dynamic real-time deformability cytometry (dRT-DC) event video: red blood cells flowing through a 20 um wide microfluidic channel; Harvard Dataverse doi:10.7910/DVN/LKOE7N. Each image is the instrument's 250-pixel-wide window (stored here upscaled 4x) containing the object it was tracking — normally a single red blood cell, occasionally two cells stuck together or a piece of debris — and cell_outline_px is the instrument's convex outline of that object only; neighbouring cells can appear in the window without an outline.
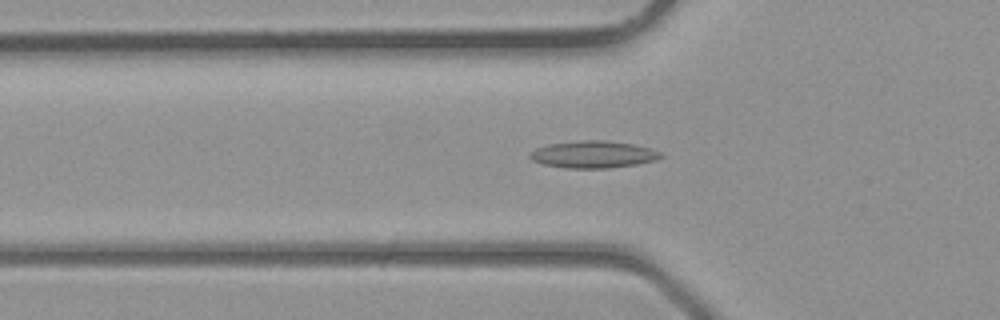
{"species": "common noctule bat (a hibernating species)", "species_latin": "Nyctalus noctula", "temperature_condition": "room temperature", "stored_images_in_passage": 39, "camera_frame_rate_fps": 3000, "um_per_image_px": 0.085, "animal": {"sex": "male", "body_mass_g": 23.1, "forearm_length_mm": 52.7}, "frame": {"image": 1, "passage_image": 13, "time_ms": 4.0, "image_size_px": [1000, 320], "cell_outline_px": [[664, 156], [656, 160], [636, 164], [608, 168], [564, 168], [544, 164], [532, 160], [528, 156], [536, 148], [548, 144], [580, 140], [608, 140], [632, 144], [652, 148], [660, 152]], "centroid_in_image_um": [50.44, 13.12], "position_along_channel_um": 75.4, "area_um2": 20.69}}
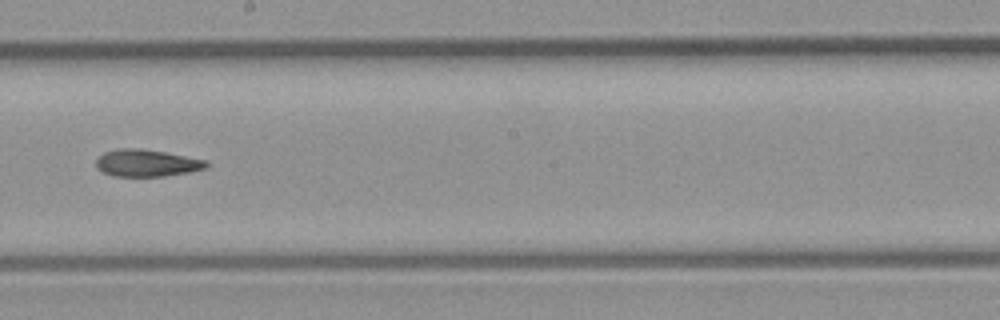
{"frame": {"image": 2, "passage_image": 22, "time_ms": 7.0, "image_size_px": [1000, 320], "cell_outline_px": [[208, 168], [188, 172], [164, 176], [112, 176], [96, 168], [96, 160], [104, 152], [120, 148], [140, 148], [164, 152], [208, 160]], "centroid_in_image_um": [12.48, 13.85], "position_along_channel_um": 235.7, "area_um2": 17.4}}
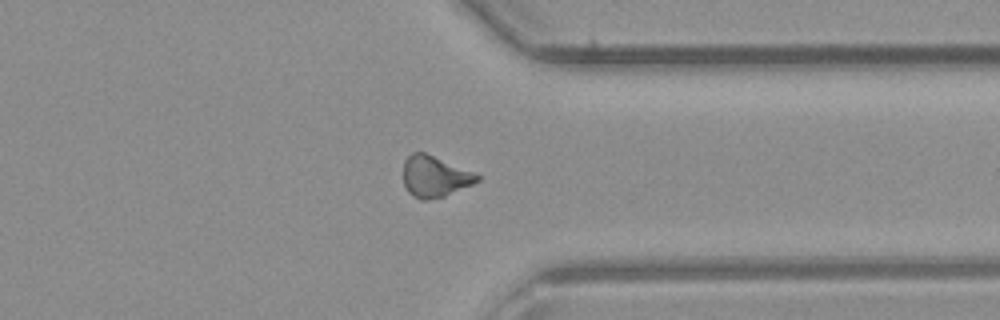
{"frame": {"image": 3, "passage_image": 30, "time_ms": 9.667, "image_size_px": [1000, 320], "cell_outline_px": [[480, 180], [472, 184], [444, 196], [424, 200], [420, 200], [412, 196], [408, 192], [404, 184], [404, 160], [412, 152], [424, 152], [472, 172], [480, 176]], "centroid_in_image_um": [36.91, 15.01], "position_along_channel_um": 374.5, "area_um2": 17.4}}